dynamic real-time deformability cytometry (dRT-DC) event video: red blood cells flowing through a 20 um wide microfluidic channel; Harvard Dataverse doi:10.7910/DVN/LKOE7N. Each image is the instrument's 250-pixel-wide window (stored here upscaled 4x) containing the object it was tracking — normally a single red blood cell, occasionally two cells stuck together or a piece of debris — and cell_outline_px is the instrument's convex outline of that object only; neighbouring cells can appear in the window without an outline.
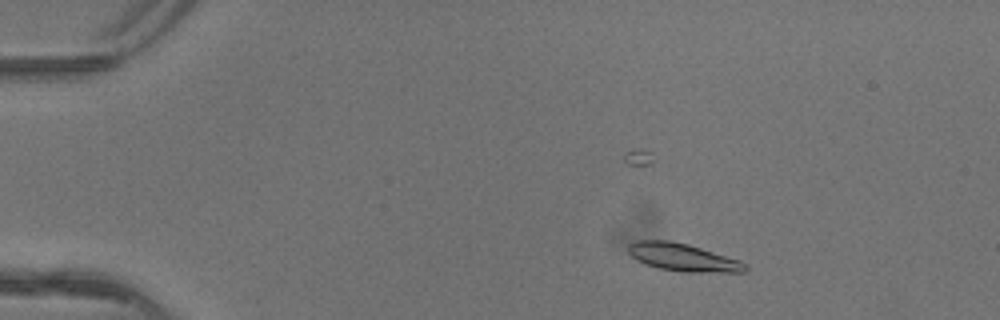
{"species": "common noctule bat (a hibernating species)", "species_latin": "Nyctalus noctula", "temperature_condition": "warm", "stored_images_in_passage": 5, "camera_frame_rate_fps": 3000, "um_per_image_px": 0.085, "animal": {"sex": "female"}, "frame": {"image": 1, "passage_image": 3, "time_ms": 0.667, "image_size_px": [1000, 320], "cell_outline_px": [[748, 268], [744, 272], [680, 272], [660, 268], [644, 264], [636, 260], [628, 252], [628, 244], [636, 240], [668, 240], [688, 244], [740, 260]], "centroid_in_image_um": [58.01, 21.87], "position_along_channel_um": 27.0, "area_um2": 18.9}}